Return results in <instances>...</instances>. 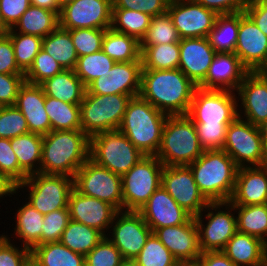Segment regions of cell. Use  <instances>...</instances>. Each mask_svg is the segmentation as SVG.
I'll list each match as a JSON object with an SVG mask.
<instances>
[{"label": "cell", "instance_id": "obj_13", "mask_svg": "<svg viewBox=\"0 0 267 266\" xmlns=\"http://www.w3.org/2000/svg\"><path fill=\"white\" fill-rule=\"evenodd\" d=\"M73 188L81 194L105 201L123 210L122 178L90 158L73 177Z\"/></svg>", "mask_w": 267, "mask_h": 266}, {"label": "cell", "instance_id": "obj_52", "mask_svg": "<svg viewBox=\"0 0 267 266\" xmlns=\"http://www.w3.org/2000/svg\"><path fill=\"white\" fill-rule=\"evenodd\" d=\"M0 172L6 174L17 185L28 177L20 168L12 150L10 139L0 138Z\"/></svg>", "mask_w": 267, "mask_h": 266}, {"label": "cell", "instance_id": "obj_18", "mask_svg": "<svg viewBox=\"0 0 267 266\" xmlns=\"http://www.w3.org/2000/svg\"><path fill=\"white\" fill-rule=\"evenodd\" d=\"M142 62H115L111 70L93 80L85 94H123L138 96L141 89Z\"/></svg>", "mask_w": 267, "mask_h": 266}, {"label": "cell", "instance_id": "obj_9", "mask_svg": "<svg viewBox=\"0 0 267 266\" xmlns=\"http://www.w3.org/2000/svg\"><path fill=\"white\" fill-rule=\"evenodd\" d=\"M164 165L155 155L142 157L122 178L123 211H139L161 187Z\"/></svg>", "mask_w": 267, "mask_h": 266}, {"label": "cell", "instance_id": "obj_25", "mask_svg": "<svg viewBox=\"0 0 267 266\" xmlns=\"http://www.w3.org/2000/svg\"><path fill=\"white\" fill-rule=\"evenodd\" d=\"M233 206L267 203V165L239 167L229 200Z\"/></svg>", "mask_w": 267, "mask_h": 266}, {"label": "cell", "instance_id": "obj_59", "mask_svg": "<svg viewBox=\"0 0 267 266\" xmlns=\"http://www.w3.org/2000/svg\"><path fill=\"white\" fill-rule=\"evenodd\" d=\"M267 36V2L251 0L244 11Z\"/></svg>", "mask_w": 267, "mask_h": 266}, {"label": "cell", "instance_id": "obj_3", "mask_svg": "<svg viewBox=\"0 0 267 266\" xmlns=\"http://www.w3.org/2000/svg\"><path fill=\"white\" fill-rule=\"evenodd\" d=\"M188 166L199 191L209 203L229 202L239 167L223 149L205 150Z\"/></svg>", "mask_w": 267, "mask_h": 266}, {"label": "cell", "instance_id": "obj_57", "mask_svg": "<svg viewBox=\"0 0 267 266\" xmlns=\"http://www.w3.org/2000/svg\"><path fill=\"white\" fill-rule=\"evenodd\" d=\"M30 5V0H0V13L5 24L12 28Z\"/></svg>", "mask_w": 267, "mask_h": 266}, {"label": "cell", "instance_id": "obj_34", "mask_svg": "<svg viewBox=\"0 0 267 266\" xmlns=\"http://www.w3.org/2000/svg\"><path fill=\"white\" fill-rule=\"evenodd\" d=\"M102 51L115 62L141 61L140 41L133 36L105 29Z\"/></svg>", "mask_w": 267, "mask_h": 266}, {"label": "cell", "instance_id": "obj_7", "mask_svg": "<svg viewBox=\"0 0 267 266\" xmlns=\"http://www.w3.org/2000/svg\"><path fill=\"white\" fill-rule=\"evenodd\" d=\"M144 156L119 130L90 137L89 158L121 177Z\"/></svg>", "mask_w": 267, "mask_h": 266}, {"label": "cell", "instance_id": "obj_24", "mask_svg": "<svg viewBox=\"0 0 267 266\" xmlns=\"http://www.w3.org/2000/svg\"><path fill=\"white\" fill-rule=\"evenodd\" d=\"M179 47V69L198 86L206 78L216 52L208 37L180 39Z\"/></svg>", "mask_w": 267, "mask_h": 266}, {"label": "cell", "instance_id": "obj_47", "mask_svg": "<svg viewBox=\"0 0 267 266\" xmlns=\"http://www.w3.org/2000/svg\"><path fill=\"white\" fill-rule=\"evenodd\" d=\"M29 133L26 118L15 106H2L0 109V138L12 139Z\"/></svg>", "mask_w": 267, "mask_h": 266}, {"label": "cell", "instance_id": "obj_68", "mask_svg": "<svg viewBox=\"0 0 267 266\" xmlns=\"http://www.w3.org/2000/svg\"><path fill=\"white\" fill-rule=\"evenodd\" d=\"M176 266H199L197 262H184L178 263Z\"/></svg>", "mask_w": 267, "mask_h": 266}, {"label": "cell", "instance_id": "obj_26", "mask_svg": "<svg viewBox=\"0 0 267 266\" xmlns=\"http://www.w3.org/2000/svg\"><path fill=\"white\" fill-rule=\"evenodd\" d=\"M248 72L234 53H216L206 78L197 87L236 91Z\"/></svg>", "mask_w": 267, "mask_h": 266}, {"label": "cell", "instance_id": "obj_16", "mask_svg": "<svg viewBox=\"0 0 267 266\" xmlns=\"http://www.w3.org/2000/svg\"><path fill=\"white\" fill-rule=\"evenodd\" d=\"M167 12L180 39L208 37L218 16L196 0H170Z\"/></svg>", "mask_w": 267, "mask_h": 266}, {"label": "cell", "instance_id": "obj_10", "mask_svg": "<svg viewBox=\"0 0 267 266\" xmlns=\"http://www.w3.org/2000/svg\"><path fill=\"white\" fill-rule=\"evenodd\" d=\"M235 214L234 206L230 202H214L209 203L200 214L194 216L201 252L222 251L225 248L237 232Z\"/></svg>", "mask_w": 267, "mask_h": 266}, {"label": "cell", "instance_id": "obj_42", "mask_svg": "<svg viewBox=\"0 0 267 266\" xmlns=\"http://www.w3.org/2000/svg\"><path fill=\"white\" fill-rule=\"evenodd\" d=\"M7 35L10 37L14 47L17 66L25 74L32 66L36 55L42 49L43 38L36 35L21 34L11 28Z\"/></svg>", "mask_w": 267, "mask_h": 266}, {"label": "cell", "instance_id": "obj_32", "mask_svg": "<svg viewBox=\"0 0 267 266\" xmlns=\"http://www.w3.org/2000/svg\"><path fill=\"white\" fill-rule=\"evenodd\" d=\"M31 262L35 266H85V256L58 241L35 246L31 250Z\"/></svg>", "mask_w": 267, "mask_h": 266}, {"label": "cell", "instance_id": "obj_11", "mask_svg": "<svg viewBox=\"0 0 267 266\" xmlns=\"http://www.w3.org/2000/svg\"><path fill=\"white\" fill-rule=\"evenodd\" d=\"M235 91L202 89L194 91L187 116L195 125L230 124L238 117Z\"/></svg>", "mask_w": 267, "mask_h": 266}, {"label": "cell", "instance_id": "obj_53", "mask_svg": "<svg viewBox=\"0 0 267 266\" xmlns=\"http://www.w3.org/2000/svg\"><path fill=\"white\" fill-rule=\"evenodd\" d=\"M228 125H195L198 140L204 151L223 149Z\"/></svg>", "mask_w": 267, "mask_h": 266}, {"label": "cell", "instance_id": "obj_45", "mask_svg": "<svg viewBox=\"0 0 267 266\" xmlns=\"http://www.w3.org/2000/svg\"><path fill=\"white\" fill-rule=\"evenodd\" d=\"M133 260L138 266H176L179 263L154 233Z\"/></svg>", "mask_w": 267, "mask_h": 266}, {"label": "cell", "instance_id": "obj_37", "mask_svg": "<svg viewBox=\"0 0 267 266\" xmlns=\"http://www.w3.org/2000/svg\"><path fill=\"white\" fill-rule=\"evenodd\" d=\"M237 231L261 239L267 248V203L234 206Z\"/></svg>", "mask_w": 267, "mask_h": 266}, {"label": "cell", "instance_id": "obj_54", "mask_svg": "<svg viewBox=\"0 0 267 266\" xmlns=\"http://www.w3.org/2000/svg\"><path fill=\"white\" fill-rule=\"evenodd\" d=\"M170 0H112V9L141 11L151 17L167 12Z\"/></svg>", "mask_w": 267, "mask_h": 266}, {"label": "cell", "instance_id": "obj_55", "mask_svg": "<svg viewBox=\"0 0 267 266\" xmlns=\"http://www.w3.org/2000/svg\"><path fill=\"white\" fill-rule=\"evenodd\" d=\"M25 82L24 74L0 73V104L15 105L19 88Z\"/></svg>", "mask_w": 267, "mask_h": 266}, {"label": "cell", "instance_id": "obj_62", "mask_svg": "<svg viewBox=\"0 0 267 266\" xmlns=\"http://www.w3.org/2000/svg\"><path fill=\"white\" fill-rule=\"evenodd\" d=\"M30 4L41 8L49 9L53 12H56L58 15L61 12L58 0H30Z\"/></svg>", "mask_w": 267, "mask_h": 266}, {"label": "cell", "instance_id": "obj_49", "mask_svg": "<svg viewBox=\"0 0 267 266\" xmlns=\"http://www.w3.org/2000/svg\"><path fill=\"white\" fill-rule=\"evenodd\" d=\"M123 260L120 251L104 236L85 256V266H119Z\"/></svg>", "mask_w": 267, "mask_h": 266}, {"label": "cell", "instance_id": "obj_5", "mask_svg": "<svg viewBox=\"0 0 267 266\" xmlns=\"http://www.w3.org/2000/svg\"><path fill=\"white\" fill-rule=\"evenodd\" d=\"M204 152L196 126L187 115L168 116L155 155L164 166H188Z\"/></svg>", "mask_w": 267, "mask_h": 266}, {"label": "cell", "instance_id": "obj_35", "mask_svg": "<svg viewBox=\"0 0 267 266\" xmlns=\"http://www.w3.org/2000/svg\"><path fill=\"white\" fill-rule=\"evenodd\" d=\"M42 49L51 55L63 69H75L78 55L68 30L58 26L43 38Z\"/></svg>", "mask_w": 267, "mask_h": 266}, {"label": "cell", "instance_id": "obj_50", "mask_svg": "<svg viewBox=\"0 0 267 266\" xmlns=\"http://www.w3.org/2000/svg\"><path fill=\"white\" fill-rule=\"evenodd\" d=\"M14 243L8 234H0V266H26L31 261V250Z\"/></svg>", "mask_w": 267, "mask_h": 266}, {"label": "cell", "instance_id": "obj_66", "mask_svg": "<svg viewBox=\"0 0 267 266\" xmlns=\"http://www.w3.org/2000/svg\"><path fill=\"white\" fill-rule=\"evenodd\" d=\"M119 266H138L132 259H124Z\"/></svg>", "mask_w": 267, "mask_h": 266}, {"label": "cell", "instance_id": "obj_27", "mask_svg": "<svg viewBox=\"0 0 267 266\" xmlns=\"http://www.w3.org/2000/svg\"><path fill=\"white\" fill-rule=\"evenodd\" d=\"M44 105L45 94L41 85L25 81L19 88L15 106L26 118L29 132L46 135L51 131Z\"/></svg>", "mask_w": 267, "mask_h": 266}, {"label": "cell", "instance_id": "obj_46", "mask_svg": "<svg viewBox=\"0 0 267 266\" xmlns=\"http://www.w3.org/2000/svg\"><path fill=\"white\" fill-rule=\"evenodd\" d=\"M62 70H64L63 67L45 50L41 49L36 55L32 66L24 74L25 81L40 85Z\"/></svg>", "mask_w": 267, "mask_h": 266}, {"label": "cell", "instance_id": "obj_8", "mask_svg": "<svg viewBox=\"0 0 267 266\" xmlns=\"http://www.w3.org/2000/svg\"><path fill=\"white\" fill-rule=\"evenodd\" d=\"M25 188V189H24ZM27 193L28 203L42 214L68 209V199L73 189V177L63 174L35 173L17 185V191ZM25 190V191H24Z\"/></svg>", "mask_w": 267, "mask_h": 266}, {"label": "cell", "instance_id": "obj_39", "mask_svg": "<svg viewBox=\"0 0 267 266\" xmlns=\"http://www.w3.org/2000/svg\"><path fill=\"white\" fill-rule=\"evenodd\" d=\"M142 69L171 70L179 68V42L140 45Z\"/></svg>", "mask_w": 267, "mask_h": 266}, {"label": "cell", "instance_id": "obj_60", "mask_svg": "<svg viewBox=\"0 0 267 266\" xmlns=\"http://www.w3.org/2000/svg\"><path fill=\"white\" fill-rule=\"evenodd\" d=\"M197 263L199 266H236L222 251L202 252Z\"/></svg>", "mask_w": 267, "mask_h": 266}, {"label": "cell", "instance_id": "obj_61", "mask_svg": "<svg viewBox=\"0 0 267 266\" xmlns=\"http://www.w3.org/2000/svg\"><path fill=\"white\" fill-rule=\"evenodd\" d=\"M17 192V184L11 180L6 174L0 172V199L12 195ZM5 196V197H4Z\"/></svg>", "mask_w": 267, "mask_h": 266}, {"label": "cell", "instance_id": "obj_40", "mask_svg": "<svg viewBox=\"0 0 267 266\" xmlns=\"http://www.w3.org/2000/svg\"><path fill=\"white\" fill-rule=\"evenodd\" d=\"M51 131L81 130L80 104H70L53 97L45 96Z\"/></svg>", "mask_w": 267, "mask_h": 266}, {"label": "cell", "instance_id": "obj_56", "mask_svg": "<svg viewBox=\"0 0 267 266\" xmlns=\"http://www.w3.org/2000/svg\"><path fill=\"white\" fill-rule=\"evenodd\" d=\"M0 73L24 74L17 66L14 47L7 34L0 36Z\"/></svg>", "mask_w": 267, "mask_h": 266}, {"label": "cell", "instance_id": "obj_23", "mask_svg": "<svg viewBox=\"0 0 267 266\" xmlns=\"http://www.w3.org/2000/svg\"><path fill=\"white\" fill-rule=\"evenodd\" d=\"M138 212L153 232L157 228L185 224L192 217L162 187L151 195Z\"/></svg>", "mask_w": 267, "mask_h": 266}, {"label": "cell", "instance_id": "obj_19", "mask_svg": "<svg viewBox=\"0 0 267 266\" xmlns=\"http://www.w3.org/2000/svg\"><path fill=\"white\" fill-rule=\"evenodd\" d=\"M235 92L238 117L255 126L262 124L267 119V76L248 72Z\"/></svg>", "mask_w": 267, "mask_h": 266}, {"label": "cell", "instance_id": "obj_2", "mask_svg": "<svg viewBox=\"0 0 267 266\" xmlns=\"http://www.w3.org/2000/svg\"><path fill=\"white\" fill-rule=\"evenodd\" d=\"M90 138L82 130L50 131L43 135L40 172L74 177L89 159Z\"/></svg>", "mask_w": 267, "mask_h": 266}, {"label": "cell", "instance_id": "obj_4", "mask_svg": "<svg viewBox=\"0 0 267 266\" xmlns=\"http://www.w3.org/2000/svg\"><path fill=\"white\" fill-rule=\"evenodd\" d=\"M168 115L140 95L128 102L119 131L145 155H156Z\"/></svg>", "mask_w": 267, "mask_h": 266}, {"label": "cell", "instance_id": "obj_20", "mask_svg": "<svg viewBox=\"0 0 267 266\" xmlns=\"http://www.w3.org/2000/svg\"><path fill=\"white\" fill-rule=\"evenodd\" d=\"M68 209L70 219L97 229L104 236L113 222L118 210L111 204L81 194L74 188L70 192L68 199Z\"/></svg>", "mask_w": 267, "mask_h": 266}, {"label": "cell", "instance_id": "obj_28", "mask_svg": "<svg viewBox=\"0 0 267 266\" xmlns=\"http://www.w3.org/2000/svg\"><path fill=\"white\" fill-rule=\"evenodd\" d=\"M222 252L236 266H267V248L252 235L236 232Z\"/></svg>", "mask_w": 267, "mask_h": 266}, {"label": "cell", "instance_id": "obj_36", "mask_svg": "<svg viewBox=\"0 0 267 266\" xmlns=\"http://www.w3.org/2000/svg\"><path fill=\"white\" fill-rule=\"evenodd\" d=\"M239 12L218 15L208 39L216 53H234L238 40Z\"/></svg>", "mask_w": 267, "mask_h": 266}, {"label": "cell", "instance_id": "obj_17", "mask_svg": "<svg viewBox=\"0 0 267 266\" xmlns=\"http://www.w3.org/2000/svg\"><path fill=\"white\" fill-rule=\"evenodd\" d=\"M112 0H75L61 8L59 26L66 29H109L112 24Z\"/></svg>", "mask_w": 267, "mask_h": 266}, {"label": "cell", "instance_id": "obj_44", "mask_svg": "<svg viewBox=\"0 0 267 266\" xmlns=\"http://www.w3.org/2000/svg\"><path fill=\"white\" fill-rule=\"evenodd\" d=\"M180 42L176 27L168 12L152 17L150 26L140 45H158Z\"/></svg>", "mask_w": 267, "mask_h": 266}, {"label": "cell", "instance_id": "obj_33", "mask_svg": "<svg viewBox=\"0 0 267 266\" xmlns=\"http://www.w3.org/2000/svg\"><path fill=\"white\" fill-rule=\"evenodd\" d=\"M43 135L29 132L10 139L19 168L27 175L40 172Z\"/></svg>", "mask_w": 267, "mask_h": 266}, {"label": "cell", "instance_id": "obj_67", "mask_svg": "<svg viewBox=\"0 0 267 266\" xmlns=\"http://www.w3.org/2000/svg\"><path fill=\"white\" fill-rule=\"evenodd\" d=\"M75 0H58V4L60 8H63L65 5L72 3Z\"/></svg>", "mask_w": 267, "mask_h": 266}, {"label": "cell", "instance_id": "obj_6", "mask_svg": "<svg viewBox=\"0 0 267 266\" xmlns=\"http://www.w3.org/2000/svg\"><path fill=\"white\" fill-rule=\"evenodd\" d=\"M132 97L123 94H84L80 103L81 130L89 138L100 132L118 130Z\"/></svg>", "mask_w": 267, "mask_h": 266}, {"label": "cell", "instance_id": "obj_22", "mask_svg": "<svg viewBox=\"0 0 267 266\" xmlns=\"http://www.w3.org/2000/svg\"><path fill=\"white\" fill-rule=\"evenodd\" d=\"M234 54L249 72H255L267 56V36L245 12H239L238 40Z\"/></svg>", "mask_w": 267, "mask_h": 266}, {"label": "cell", "instance_id": "obj_30", "mask_svg": "<svg viewBox=\"0 0 267 266\" xmlns=\"http://www.w3.org/2000/svg\"><path fill=\"white\" fill-rule=\"evenodd\" d=\"M23 202L20 208L18 207L15 213L16 225L14 235L16 239L21 240L22 246L32 250L37 245H42V229L44 214L38 212L31 206L27 200Z\"/></svg>", "mask_w": 267, "mask_h": 266}, {"label": "cell", "instance_id": "obj_48", "mask_svg": "<svg viewBox=\"0 0 267 266\" xmlns=\"http://www.w3.org/2000/svg\"><path fill=\"white\" fill-rule=\"evenodd\" d=\"M78 57L102 50L105 29L80 28L68 30Z\"/></svg>", "mask_w": 267, "mask_h": 266}, {"label": "cell", "instance_id": "obj_29", "mask_svg": "<svg viewBox=\"0 0 267 266\" xmlns=\"http://www.w3.org/2000/svg\"><path fill=\"white\" fill-rule=\"evenodd\" d=\"M45 96L53 97L70 104H80L86 87L74 70L64 69L42 82Z\"/></svg>", "mask_w": 267, "mask_h": 266}, {"label": "cell", "instance_id": "obj_64", "mask_svg": "<svg viewBox=\"0 0 267 266\" xmlns=\"http://www.w3.org/2000/svg\"><path fill=\"white\" fill-rule=\"evenodd\" d=\"M10 28L3 21L2 15L0 13V36H4L9 32Z\"/></svg>", "mask_w": 267, "mask_h": 266}, {"label": "cell", "instance_id": "obj_14", "mask_svg": "<svg viewBox=\"0 0 267 266\" xmlns=\"http://www.w3.org/2000/svg\"><path fill=\"white\" fill-rule=\"evenodd\" d=\"M110 228L107 237L123 259H135L153 233L138 211H118Z\"/></svg>", "mask_w": 267, "mask_h": 266}, {"label": "cell", "instance_id": "obj_41", "mask_svg": "<svg viewBox=\"0 0 267 266\" xmlns=\"http://www.w3.org/2000/svg\"><path fill=\"white\" fill-rule=\"evenodd\" d=\"M152 17L141 11L112 9L111 28L119 33L135 37L139 41L145 36Z\"/></svg>", "mask_w": 267, "mask_h": 266}, {"label": "cell", "instance_id": "obj_63", "mask_svg": "<svg viewBox=\"0 0 267 266\" xmlns=\"http://www.w3.org/2000/svg\"><path fill=\"white\" fill-rule=\"evenodd\" d=\"M259 129L261 133L263 149L267 155V119L259 125Z\"/></svg>", "mask_w": 267, "mask_h": 266}, {"label": "cell", "instance_id": "obj_38", "mask_svg": "<svg viewBox=\"0 0 267 266\" xmlns=\"http://www.w3.org/2000/svg\"><path fill=\"white\" fill-rule=\"evenodd\" d=\"M103 237L97 229L70 219L59 241L75 253L86 256Z\"/></svg>", "mask_w": 267, "mask_h": 266}, {"label": "cell", "instance_id": "obj_58", "mask_svg": "<svg viewBox=\"0 0 267 266\" xmlns=\"http://www.w3.org/2000/svg\"><path fill=\"white\" fill-rule=\"evenodd\" d=\"M217 15L244 12L251 0H196Z\"/></svg>", "mask_w": 267, "mask_h": 266}, {"label": "cell", "instance_id": "obj_12", "mask_svg": "<svg viewBox=\"0 0 267 266\" xmlns=\"http://www.w3.org/2000/svg\"><path fill=\"white\" fill-rule=\"evenodd\" d=\"M223 150L238 167L267 165L259 126L240 117L227 126Z\"/></svg>", "mask_w": 267, "mask_h": 266}, {"label": "cell", "instance_id": "obj_31", "mask_svg": "<svg viewBox=\"0 0 267 266\" xmlns=\"http://www.w3.org/2000/svg\"><path fill=\"white\" fill-rule=\"evenodd\" d=\"M59 26V15L46 8L30 5L11 28L21 34L46 37Z\"/></svg>", "mask_w": 267, "mask_h": 266}, {"label": "cell", "instance_id": "obj_69", "mask_svg": "<svg viewBox=\"0 0 267 266\" xmlns=\"http://www.w3.org/2000/svg\"><path fill=\"white\" fill-rule=\"evenodd\" d=\"M26 266H35L31 261Z\"/></svg>", "mask_w": 267, "mask_h": 266}, {"label": "cell", "instance_id": "obj_21", "mask_svg": "<svg viewBox=\"0 0 267 266\" xmlns=\"http://www.w3.org/2000/svg\"><path fill=\"white\" fill-rule=\"evenodd\" d=\"M153 233L179 263L197 262L202 253L193 216L185 224L157 228Z\"/></svg>", "mask_w": 267, "mask_h": 266}, {"label": "cell", "instance_id": "obj_43", "mask_svg": "<svg viewBox=\"0 0 267 266\" xmlns=\"http://www.w3.org/2000/svg\"><path fill=\"white\" fill-rule=\"evenodd\" d=\"M115 61L102 50L78 57L75 74L87 87L93 80L111 70Z\"/></svg>", "mask_w": 267, "mask_h": 266}, {"label": "cell", "instance_id": "obj_15", "mask_svg": "<svg viewBox=\"0 0 267 266\" xmlns=\"http://www.w3.org/2000/svg\"><path fill=\"white\" fill-rule=\"evenodd\" d=\"M161 187L193 217L209 204L199 191L189 166H164Z\"/></svg>", "mask_w": 267, "mask_h": 266}, {"label": "cell", "instance_id": "obj_51", "mask_svg": "<svg viewBox=\"0 0 267 266\" xmlns=\"http://www.w3.org/2000/svg\"><path fill=\"white\" fill-rule=\"evenodd\" d=\"M70 220L69 209H59L44 214L42 244L58 242Z\"/></svg>", "mask_w": 267, "mask_h": 266}, {"label": "cell", "instance_id": "obj_65", "mask_svg": "<svg viewBox=\"0 0 267 266\" xmlns=\"http://www.w3.org/2000/svg\"><path fill=\"white\" fill-rule=\"evenodd\" d=\"M255 72L267 76V56L263 64Z\"/></svg>", "mask_w": 267, "mask_h": 266}, {"label": "cell", "instance_id": "obj_1", "mask_svg": "<svg viewBox=\"0 0 267 266\" xmlns=\"http://www.w3.org/2000/svg\"><path fill=\"white\" fill-rule=\"evenodd\" d=\"M196 88L179 68L142 69L139 95L168 116L187 115Z\"/></svg>", "mask_w": 267, "mask_h": 266}]
</instances>
